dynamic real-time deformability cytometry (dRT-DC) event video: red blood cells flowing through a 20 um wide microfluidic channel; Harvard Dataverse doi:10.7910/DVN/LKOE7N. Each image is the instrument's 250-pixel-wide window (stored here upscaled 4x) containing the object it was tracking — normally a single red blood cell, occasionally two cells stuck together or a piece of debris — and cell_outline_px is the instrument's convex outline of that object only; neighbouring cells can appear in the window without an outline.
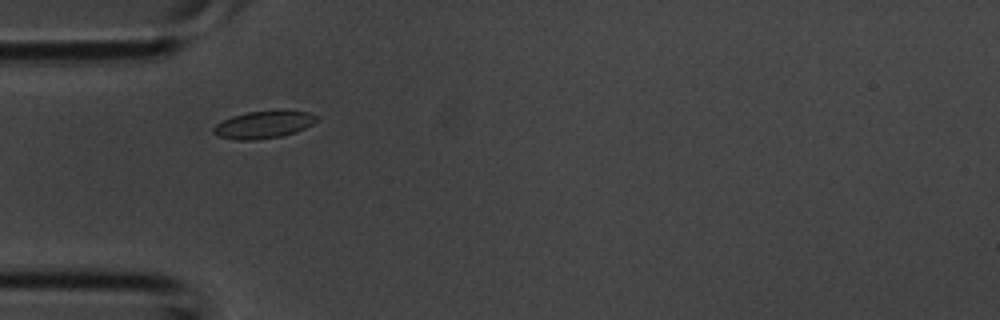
{"species": "common noctule bat (a hibernating species)", "species_latin": "Nyctalus noctula", "temperature_condition": "room temperature", "stored_images_in_passage": 3, "camera_frame_rate_fps": 3000, "um_per_image_px": 0.085, "animal": {"sex": "male", "body_mass_g": 20.1, "forearm_length_mm": 53.5}, "frame": {"image": 1, "passage_image": 1, "time_ms": 0.0, "image_size_px": [1000, 320], "cell_outline_px": [[320, 116], [312, 124], [296, 132], [280, 136], [256, 140], [236, 140], [220, 136], [212, 132], [212, 128], [216, 124], [232, 116], [248, 112], [280, 108], [308, 112]], "centroid_in_image_um": [22.44, 10.56], "position_along_channel_um": 62.6, "area_um2": 16.82}}
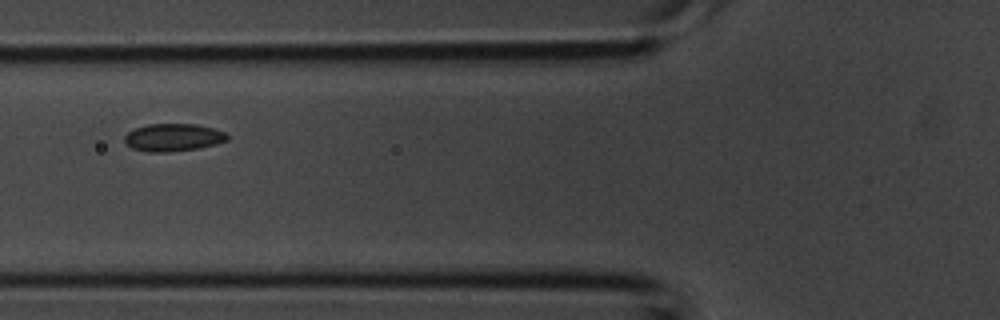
{"frame": {"image": 2, "passage_image": 2, "time_ms": 0.333, "image_size_px": [1000, 320], "cell_outline_px": [[228, 140], [216, 144], [196, 148], [168, 152], [148, 152], [132, 148], [124, 144], [124, 136], [128, 132], [136, 128], [148, 124], [196, 124], [212, 128], [224, 132], [228, 136]], "centroid_in_image_um": [14.68, 11.68], "position_along_channel_um": 111.1, "area_um2": 16.47}}
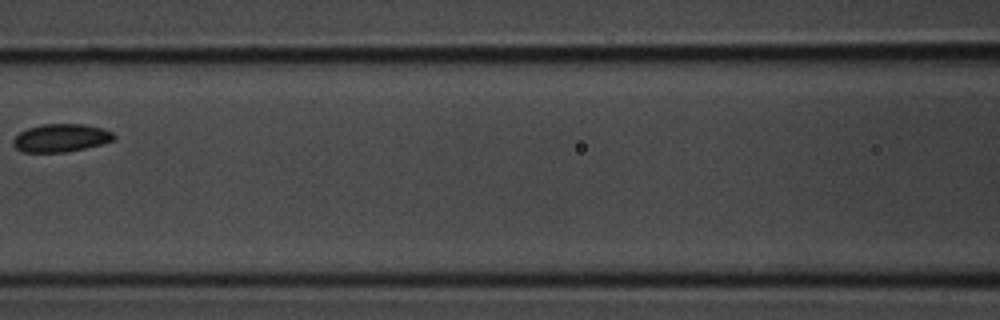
{"frame": {"image": 3, "passage_image": 3, "time_ms": 0.667, "image_size_px": [1000, 320], "cell_outline_px": [[116, 140], [84, 148], [64, 152], [20, 152], [12, 144], [12, 140], [20, 132], [28, 128], [40, 124], [84, 124], [100, 128], [112, 132], [116, 136]], "centroid_in_image_um": [5.16, 11.72], "position_along_channel_um": 161.4, "area_um2": 16.42}}